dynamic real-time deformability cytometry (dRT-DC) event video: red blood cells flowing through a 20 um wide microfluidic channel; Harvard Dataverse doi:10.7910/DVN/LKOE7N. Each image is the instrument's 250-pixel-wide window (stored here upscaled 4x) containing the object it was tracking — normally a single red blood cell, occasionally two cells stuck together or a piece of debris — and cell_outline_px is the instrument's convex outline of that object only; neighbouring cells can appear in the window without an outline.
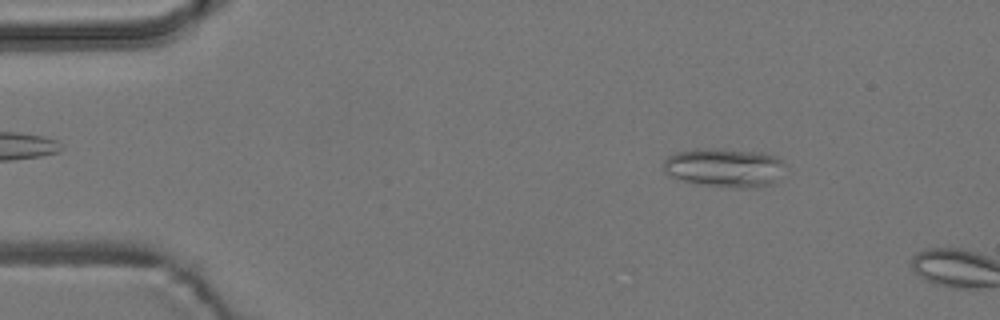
{"species": "common noctule bat (a hibernating species)", "species_latin": "Nyctalus noctula", "temperature_condition": "room temperature", "stored_images_in_passage": 3, "camera_frame_rate_fps": 3000, "um_per_image_px": 0.085, "animal": {"sex": "male", "body_mass_g": 19.2, "forearm_length_mm": 51.8}, "frame": {"image": 1, "passage_image": 2, "time_ms": 1.0, "image_size_px": [1000, 320], "cell_outline_px": [[784, 164], [776, 184], [756, 188], [732, 188], [696, 184], [672, 176], [664, 172], [664, 160], [668, 156], [676, 152], [696, 148], [716, 148], [760, 152], [776, 156]], "centroid_in_image_um": [61.59, 14.26], "position_along_channel_um": 23.4, "area_um2": 27.92}}